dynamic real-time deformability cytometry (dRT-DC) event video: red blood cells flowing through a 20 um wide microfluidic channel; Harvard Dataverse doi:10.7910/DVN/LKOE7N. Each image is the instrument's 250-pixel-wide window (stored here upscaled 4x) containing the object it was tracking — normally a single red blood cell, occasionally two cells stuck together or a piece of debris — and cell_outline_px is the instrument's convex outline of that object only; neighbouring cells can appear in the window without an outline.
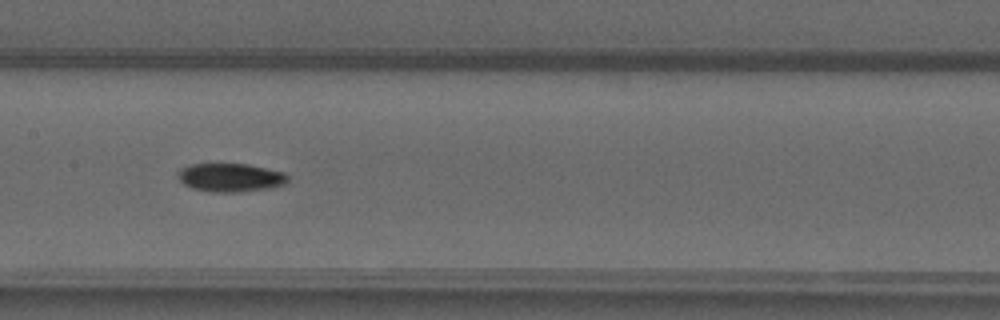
{"species": "common noctule bat (a hibernating species)", "species_latin": "Nyctalus noctula", "temperature_condition": "warm", "stored_images_in_passage": 37, "camera_frame_rate_fps": 3000, "um_per_image_px": 0.085, "animal": {"sex": "male", "forearm_length_mm": 52.5}, "frame": {"image": 1, "passage_image": 12, "time_ms": 3.667, "image_size_px": [1000, 320], "cell_outline_px": [[288, 184], [272, 188], [240, 192], [212, 192], [192, 188], [184, 184], [180, 180], [180, 168], [192, 164], [248, 164], [284, 172], [288, 176]], "centroid_in_image_um": [19.66, 15.1], "position_along_channel_um": 187.7, "area_um2": 18.26}}
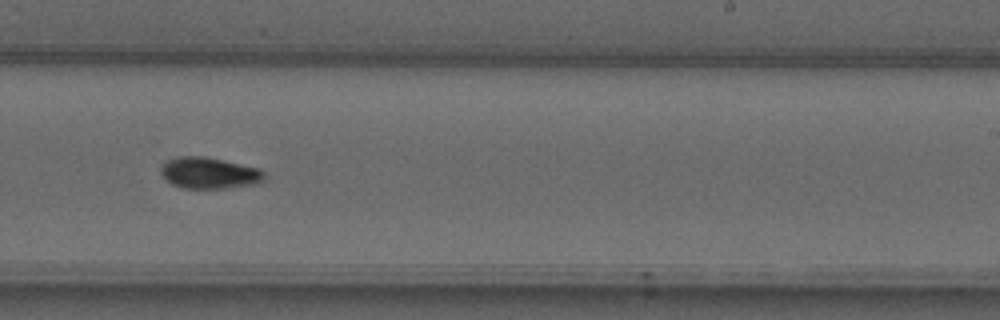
{"frame": {"image": 2, "passage_image": 18, "time_ms": 5.667, "image_size_px": [1000, 320], "cell_outline_px": [[264, 180], [256, 184], [228, 188], [184, 188], [172, 184], [160, 172], [160, 168], [168, 160], [176, 156], [204, 156], [260, 168], [264, 172]], "centroid_in_image_um": [17.8, 14.7], "position_along_channel_um": 271.2, "area_um2": 18.84}}
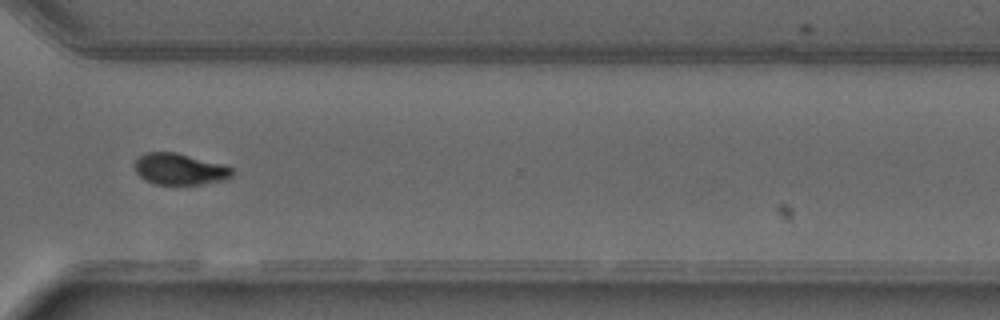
{"frame": {"image": 3, "passage_image": 24, "time_ms": 7.667, "image_size_px": [1000, 320], "cell_outline_px": [[232, 176], [228, 180], [200, 184], [156, 184], [144, 180], [136, 172], [136, 160], [140, 156], [148, 152], [176, 152], [224, 164], [232, 168]], "centroid_in_image_um": [15.32, 14.38], "position_along_channel_um": 355.3, "area_um2": 17.8}}